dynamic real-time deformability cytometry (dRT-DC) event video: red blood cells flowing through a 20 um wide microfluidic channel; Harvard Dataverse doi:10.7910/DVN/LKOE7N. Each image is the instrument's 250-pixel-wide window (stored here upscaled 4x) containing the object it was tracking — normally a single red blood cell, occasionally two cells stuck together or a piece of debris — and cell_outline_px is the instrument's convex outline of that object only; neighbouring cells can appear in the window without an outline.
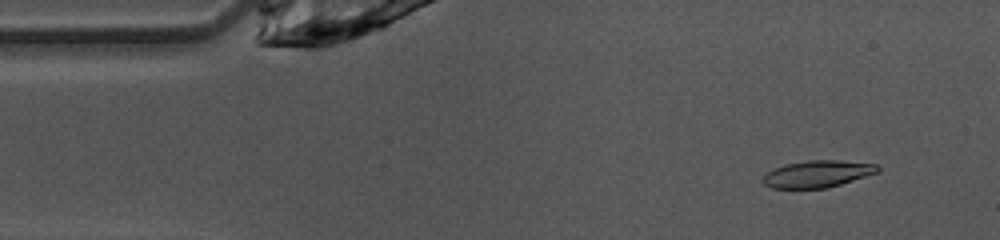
{"species": "common noctule bat (a hibernating species)", "species_latin": "Nyctalus noctula", "temperature_condition": "warm", "stored_images_in_passage": 11, "camera_frame_rate_fps": 3000, "um_per_image_px": 0.085, "animal": {"sex": "female", "body_mass_g": 10.0, "forearm_length_mm": 53.1}, "frame": {"image": 1, "passage_image": 4, "time_ms": 1.0, "image_size_px": [1000, 240], "cell_outline_px": [[880, 172], [828, 188], [772, 188], [764, 184], [760, 180], [768, 172], [784, 164], [808, 160], [840, 160], [880, 164]], "centroid_in_image_um": [69.54, 14.77], "position_along_channel_um": 15.5, "area_um2": 18.21}}